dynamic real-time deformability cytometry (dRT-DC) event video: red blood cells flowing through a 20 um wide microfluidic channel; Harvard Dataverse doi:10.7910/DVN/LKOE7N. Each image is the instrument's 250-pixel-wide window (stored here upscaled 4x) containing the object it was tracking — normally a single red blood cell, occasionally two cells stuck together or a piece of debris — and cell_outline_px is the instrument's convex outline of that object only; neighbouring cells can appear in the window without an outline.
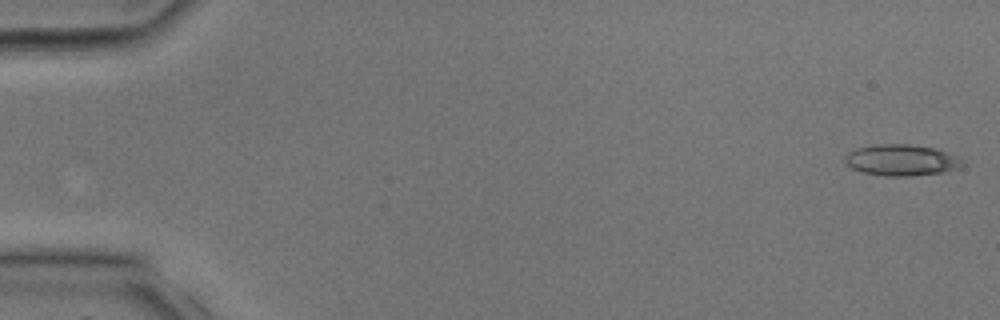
{"species": "common noctule bat (a hibernating species)", "species_latin": "Nyctalus noctula", "temperature_condition": "room temperature", "stored_images_in_passage": 13, "camera_frame_rate_fps": 3000, "um_per_image_px": 0.085, "animal": {"sex": "male", "body_mass_g": 17.9, "forearm_length_mm": 54.2}, "frame": {"image": 1, "passage_image": 1, "time_ms": 0.0, "image_size_px": [1000, 320], "cell_outline_px": [[968, 164], [944, 172], [908, 176], [888, 176], [864, 172], [852, 168], [844, 160], [844, 156], [848, 152], [856, 148], [876, 144], [908, 144], [932, 148], [948, 152], [960, 156]], "centroid_in_image_um": [76.67, 13.6], "position_along_channel_um": 8.3, "area_um2": 21.44}}
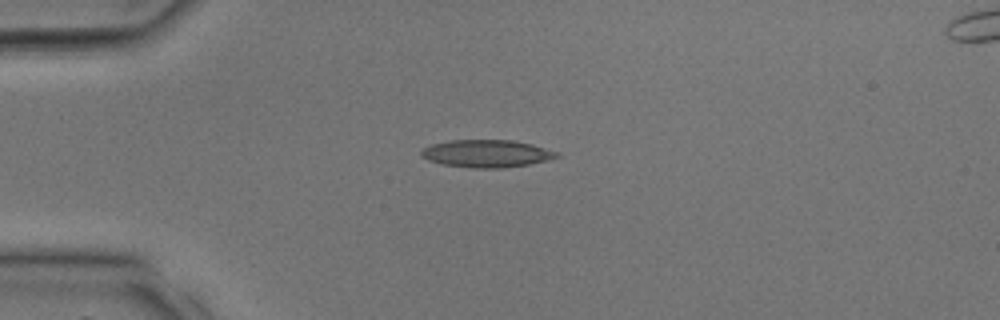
{"frame": {"image": 2, "passage_image": 9, "time_ms": 2.667, "image_size_px": [1000, 320], "cell_outline_px": [[560, 156], [548, 160], [528, 164], [504, 168], [468, 168], [444, 164], [428, 160], [420, 156], [420, 152], [424, 148], [432, 144], [452, 140], [512, 140], [532, 144], [560, 152]], "centroid_in_image_um": [41.39, 13.05], "position_along_channel_um": 43.6, "area_um2": 21.79}}
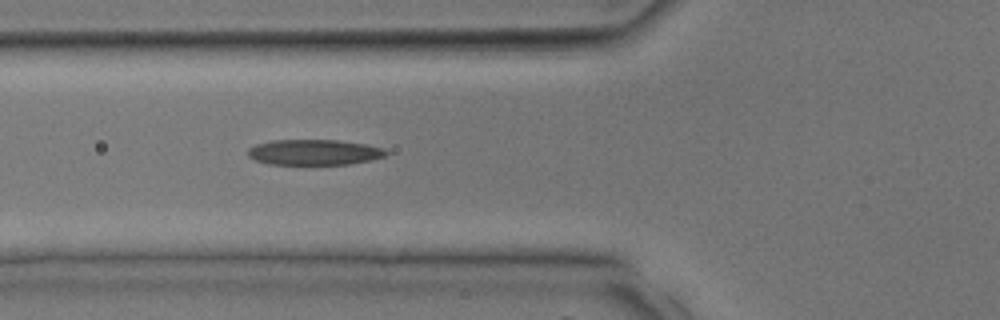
{"frame": {"image": 3, "passage_image": 13, "time_ms": 4.0, "image_size_px": [1000, 320], "cell_outline_px": [[388, 152], [384, 156], [372, 160], [348, 164], [268, 164], [256, 160], [248, 156], [248, 148], [256, 144], [272, 140], [340, 140], [364, 144], [384, 148]], "centroid_in_image_um": [26.7, 12.94], "position_along_channel_um": 99.1, "area_um2": 20.52}}